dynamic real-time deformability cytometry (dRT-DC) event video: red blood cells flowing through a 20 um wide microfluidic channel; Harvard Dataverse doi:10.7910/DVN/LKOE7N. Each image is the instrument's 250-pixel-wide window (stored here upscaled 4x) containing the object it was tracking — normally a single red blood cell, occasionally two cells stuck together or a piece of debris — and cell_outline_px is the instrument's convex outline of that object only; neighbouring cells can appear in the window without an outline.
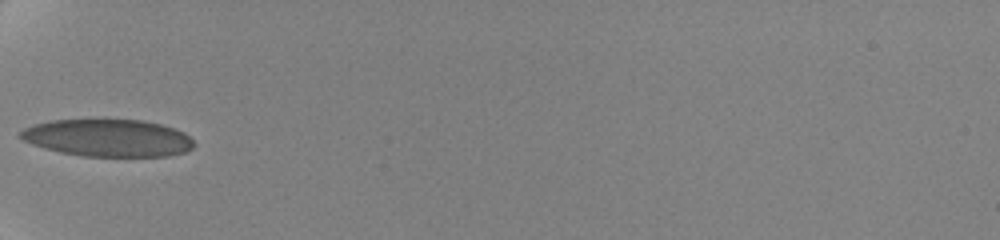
{"species": "human", "species_latin": "Homo sapiens", "temperature_condition": "cold", "stored_images_in_passage": 7, "camera_frame_rate_fps": 3000, "um_per_image_px": 0.085, "donor": {"sex": "female"}, "frame": {"image": 1, "passage_image": 1, "time_ms": 0.0, "image_size_px": [1000, 240], "cell_outline_px": [[196, 144], [192, 148], [184, 152], [168, 156], [84, 156], [60, 152], [44, 148], [32, 144], [16, 136], [24, 128], [36, 124], [52, 120], [144, 120], [160, 124], [184, 132]], "centroid_in_image_um": [9.17, 11.73], "position_along_channel_um": 75.8, "area_um2": 37.57}}
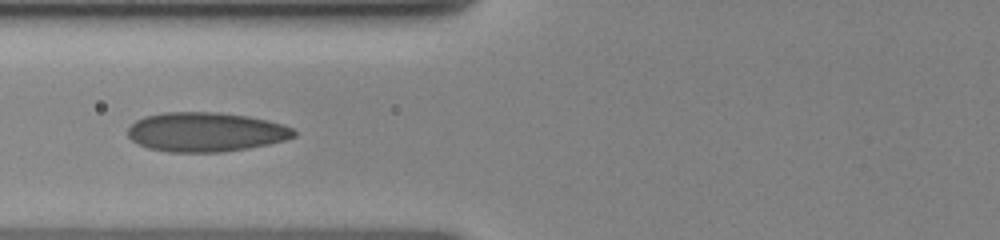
{"frame": {"image": 2, "passage_image": 5, "time_ms": 1.0, "image_size_px": [1000, 240], "cell_outline_px": [[296, 136], [284, 140], [268, 144], [248, 148], [224, 152], [168, 152], [148, 148], [132, 140], [128, 136], [128, 128], [136, 120], [144, 116], [164, 112], [220, 112], [248, 116], [268, 120], [284, 124], [292, 128], [296, 132]], "centroid_in_image_um": [17.5, 11.21], "position_along_channel_um": 108.3, "area_um2": 38.26}}